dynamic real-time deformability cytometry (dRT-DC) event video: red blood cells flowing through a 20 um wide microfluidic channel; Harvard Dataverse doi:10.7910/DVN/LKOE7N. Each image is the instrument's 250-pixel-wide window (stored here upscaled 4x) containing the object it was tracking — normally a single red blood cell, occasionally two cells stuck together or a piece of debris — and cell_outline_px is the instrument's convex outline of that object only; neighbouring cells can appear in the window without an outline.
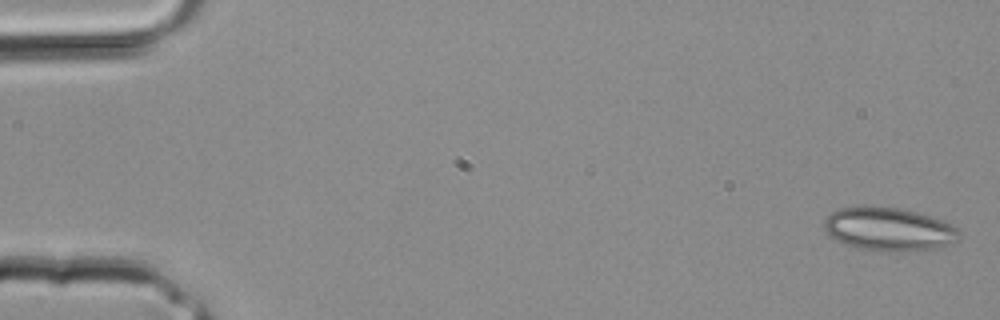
{"species": "common noctule bat (a hibernating species)", "species_latin": "Nyctalus noctula", "temperature_condition": "room temperature", "stored_images_in_passage": 4, "camera_frame_rate_fps": 3000, "um_per_image_px": 0.085, "animal": {"sex": "male", "body_mass_g": 20.4}, "frame": {"image": 1, "passage_image": 1, "time_ms": 0.0, "image_size_px": [1000, 320], "cell_outline_px": [[960, 240], [940, 248], [916, 252], [876, 252], [856, 248], [836, 240], [824, 228], [824, 220], [836, 208], [864, 204], [900, 208], [916, 212], [944, 220], [952, 224], [960, 232]], "centroid_in_image_um": [75.58, 19.49], "position_along_channel_um": 9.4, "area_um2": 35.32}}